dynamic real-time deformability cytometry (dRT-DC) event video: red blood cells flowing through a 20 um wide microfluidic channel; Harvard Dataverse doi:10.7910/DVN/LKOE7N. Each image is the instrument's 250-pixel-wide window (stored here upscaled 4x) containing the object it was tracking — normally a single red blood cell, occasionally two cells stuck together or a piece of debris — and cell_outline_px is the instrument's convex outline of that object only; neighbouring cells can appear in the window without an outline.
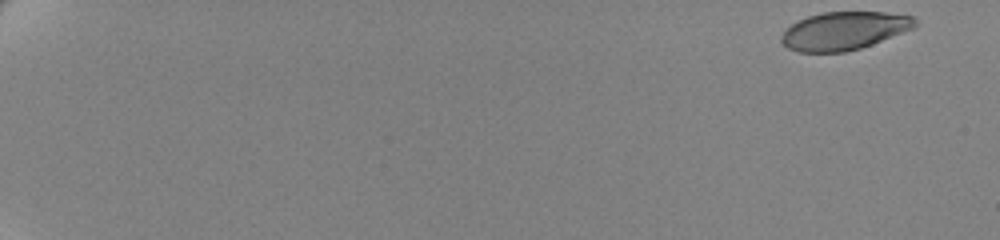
{"species": "human", "species_latin": "Homo sapiens", "temperature_condition": "cold", "stored_images_in_passage": 59, "camera_frame_rate_fps": 3000, "um_per_image_px": 0.085, "donor": {"sex": "female"}, "frame": {"image": 1, "passage_image": 1, "time_ms": 0.0, "image_size_px": [1000, 240], "cell_outline_px": [[916, 28], [872, 44], [860, 48], [844, 52], [800, 52], [788, 48], [780, 40], [780, 36], [792, 24], [808, 16], [820, 12], [884, 12], [912, 16], [916, 20]], "centroid_in_image_um": [71.77, 2.62], "position_along_channel_um": 13.2, "area_um2": 29.59}}
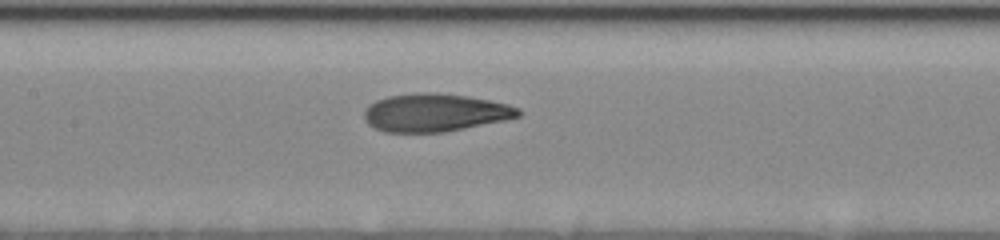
{"frame": {"image": 2, "passage_image": 32, "time_ms": 10.333, "image_size_px": [1000, 240], "cell_outline_px": [[524, 112], [520, 116], [504, 120], [444, 132], [384, 132], [368, 124], [364, 120], [364, 112], [368, 104], [376, 100], [388, 96], [412, 92], [440, 92], [468, 96], [508, 104], [520, 108]], "centroid_in_image_um": [36.96, 9.55], "position_along_channel_um": 170.4, "area_um2": 34.39}}
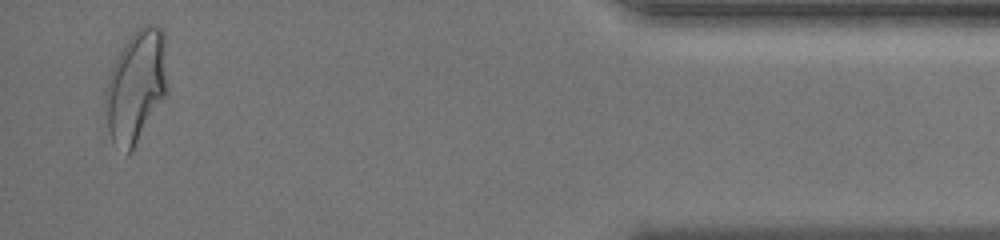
{"frame": {"image": 3, "passage_image": 58, "time_ms": 19.0, "image_size_px": [1000, 240], "cell_outline_px": [[168, 88], [164, 96], [132, 148], [128, 152], [112, 144], [108, 132], [104, 104], [104, 92], [108, 76], [124, 44], [144, 24], [152, 24], [160, 28], [164, 32]], "centroid_in_image_um": [11.54, 7.3], "position_along_channel_um": 423.7, "area_um2": 39.94}, "authors_computed_cell_mechanics": {"area_um2": 33.6974, "velocity_mm_per_s": 3.4821, "shape_relaxation_time_tau1_ms": 4.6146, "shape_relaxation_time_tau2_ms": 1.5571, "deformation_change_tau1": 0.1813, "deformation_change_tau2": 0.0906}}